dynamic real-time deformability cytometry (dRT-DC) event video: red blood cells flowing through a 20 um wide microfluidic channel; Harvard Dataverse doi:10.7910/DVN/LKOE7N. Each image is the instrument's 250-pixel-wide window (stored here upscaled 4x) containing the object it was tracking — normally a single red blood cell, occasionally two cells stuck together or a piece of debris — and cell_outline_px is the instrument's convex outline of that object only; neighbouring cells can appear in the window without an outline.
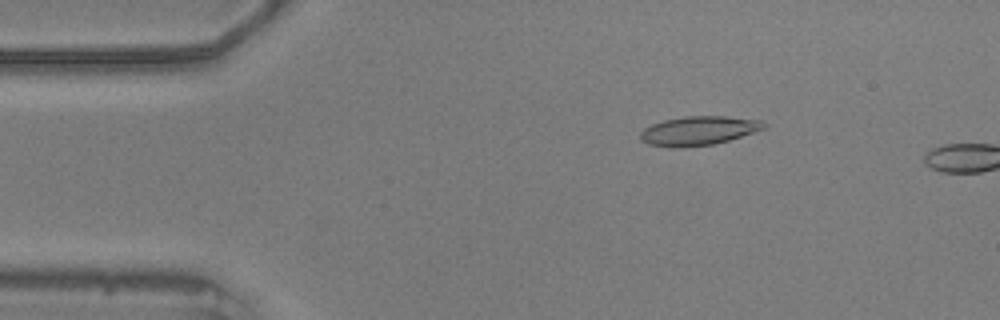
{"species": "common noctule bat (a hibernating species)", "species_latin": "Nyctalus noctula", "temperature_condition": "warm", "stored_images_in_passage": 7, "camera_frame_rate_fps": 3000, "um_per_image_px": 0.085, "animal": {"sex": "male", "body_mass_g": 20.5, "forearm_length_mm": 52.5}, "frame": {"image": 1, "passage_image": 4, "time_ms": 1.0, "image_size_px": [1000, 320], "cell_outline_px": [[768, 124], [764, 128], [728, 140], [712, 144], [680, 148], [648, 144], [640, 140], [640, 132], [644, 128], [652, 124], [664, 120], [684, 116], [724, 116], [764, 120]], "centroid_in_image_um": [59.36, 11.1], "position_along_channel_um": 25.6, "area_um2": 20.81}}